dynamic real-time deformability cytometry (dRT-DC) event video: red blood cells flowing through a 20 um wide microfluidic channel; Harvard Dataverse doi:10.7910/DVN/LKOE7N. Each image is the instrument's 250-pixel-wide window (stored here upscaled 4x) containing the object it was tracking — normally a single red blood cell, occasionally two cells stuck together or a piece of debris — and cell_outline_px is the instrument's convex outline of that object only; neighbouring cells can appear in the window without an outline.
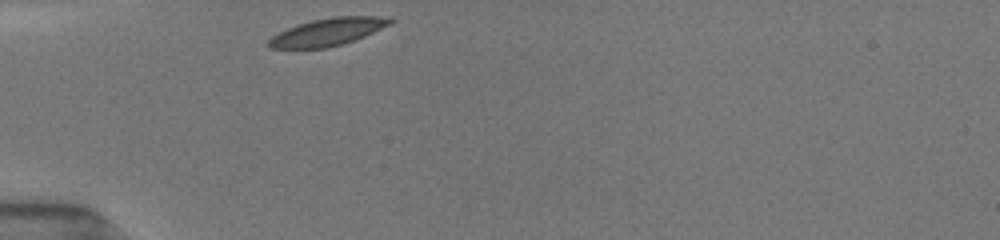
{"species": "common noctule bat (a hibernating species)", "species_latin": "Nyctalus noctula", "temperature_condition": "room temperature", "stored_images_in_passage": 29, "camera_frame_rate_fps": 3000, "um_per_image_px": 0.085, "animal": {"sex": "female", "body_mass_g": 19.5, "forearm_length_mm": 54.1}, "frame": {"image": 1, "passage_image": 1, "time_ms": 0.0, "image_size_px": [1000, 240], "cell_outline_px": [[396, 20], [392, 24], [364, 36], [328, 48], [268, 48], [268, 40], [272, 36], [288, 28], [312, 20], [332, 16], [392, 16]], "centroid_in_image_um": [27.93, 2.69], "position_along_channel_um": 57.1, "area_um2": 19.42}}
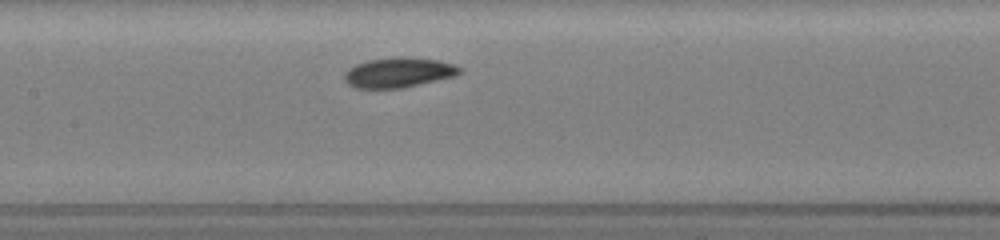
{"frame": {"image": 2, "passage_image": 11, "time_ms": 3.333, "image_size_px": [1000, 240], "cell_outline_px": [[460, 72], [456, 76], [404, 88], [352, 88], [344, 80], [344, 72], [348, 68], [356, 64], [368, 60], [396, 56], [408, 56], [440, 60], [452, 64], [460, 68]], "centroid_in_image_um": [33.85, 6.16], "position_along_channel_um": 173.5, "area_um2": 20.46}}
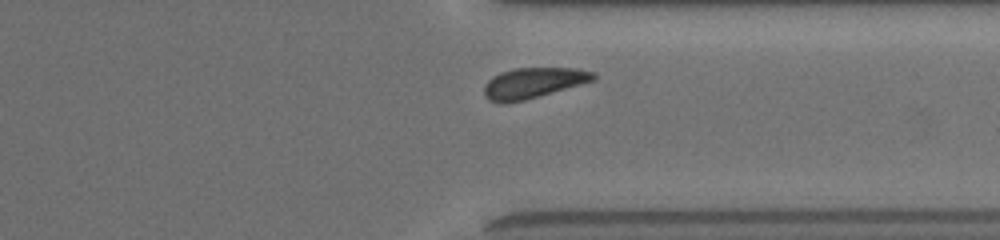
{"frame": {"image": 3, "passage_image": 26, "time_ms": 8.333, "image_size_px": [1000, 240], "cell_outline_px": [[596, 80], [524, 100], [504, 104], [500, 104], [488, 100], [484, 96], [484, 84], [492, 76], [500, 72], [516, 68], [580, 68], [596, 72]], "centroid_in_image_um": [45.31, 7.05], "position_along_channel_um": 366.1, "area_um2": 19.71}, "authors_computed_cell_mechanics": {"area_um2": 19.8832, "velocity_mm_per_s": 3.8407, "shape_relaxation_time_tau1_ms": 1.1169, "shape_relaxation_time_tau2_ms": 9.4694, "deformation_change_tau1": 0.0926, "deformation_change_tau2": 0.1366}}